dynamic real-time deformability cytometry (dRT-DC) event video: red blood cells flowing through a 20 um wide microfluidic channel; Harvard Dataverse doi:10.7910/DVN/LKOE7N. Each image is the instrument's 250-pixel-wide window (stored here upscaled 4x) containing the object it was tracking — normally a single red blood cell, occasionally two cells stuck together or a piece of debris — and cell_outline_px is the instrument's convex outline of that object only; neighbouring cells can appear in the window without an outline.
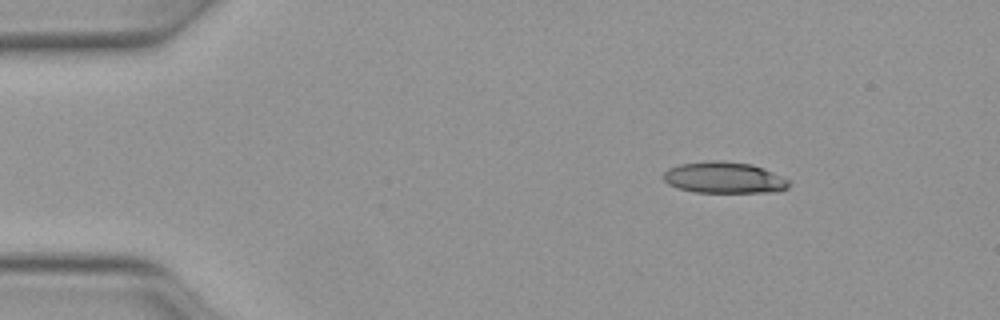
{"species": "Egyptian fruit bat (a non-hibernating species)", "species_latin": "Rousettus aegyptiacus", "temperature_condition": "warm", "stored_images_in_passage": 43, "camera_frame_rate_fps": 3000, "um_per_image_px": 0.085, "animal": {"sex": "female"}, "frame": {"image": 1, "passage_image": 1, "time_ms": 0.0, "image_size_px": [1000, 320], "cell_outline_px": [[792, 184], [788, 188], [776, 192], [692, 192], [676, 188], [668, 184], [664, 180], [664, 172], [668, 168], [680, 164], [708, 160], [720, 160], [752, 164], [764, 168], [788, 180]], "centroid_in_image_um": [61.54, 15.1], "position_along_channel_um": 23.5, "area_um2": 23.12}}
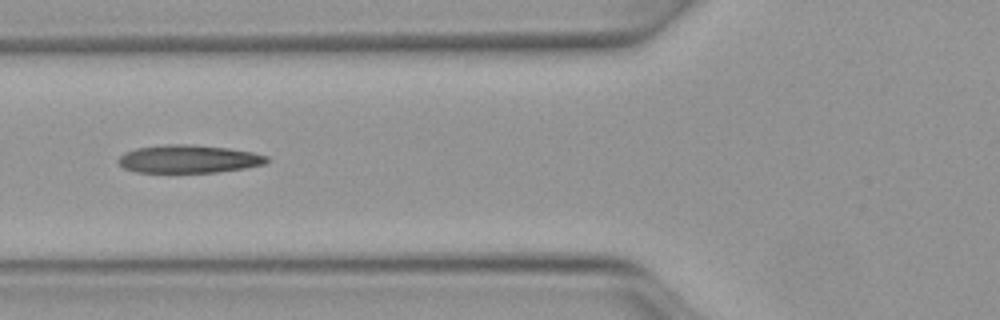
{"frame": {"image": 2, "passage_image": 13, "time_ms": 4.0, "image_size_px": [1000, 320], "cell_outline_px": [[268, 160], [264, 164], [244, 168], [216, 172], [136, 172], [124, 168], [116, 160], [124, 152], [136, 148], [164, 144], [192, 144], [228, 148], [252, 152], [268, 156]], "centroid_in_image_um": [16.0, 13.5], "position_along_channel_um": 109.8, "area_um2": 24.22}}
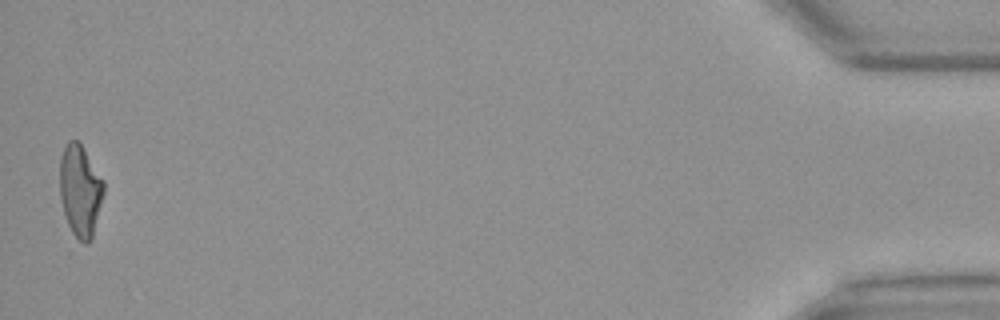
{"frame": {"image": 3, "passage_image": 43, "time_ms": 14.0, "image_size_px": [1000, 320], "cell_outline_px": [[104, 192], [92, 236], [88, 244], [84, 244], [72, 232], [68, 224], [64, 212], [60, 196], [60, 156], [64, 144], [68, 140], [76, 140], [80, 144], [104, 180]], "centroid_in_image_um": [6.8, 16.17], "position_along_channel_um": 428.4, "area_um2": 23.24}, "authors_computed_cell_mechanics": {"area_um2": 23.7558, "velocity_mm_per_s": 4.1523, "shape_relaxation_time_tau1_ms": null, "shape_relaxation_time_tau2_ms": 5.6165, "deformation_change_tau1": null, "deformation_change_tau2": 0.1617}}